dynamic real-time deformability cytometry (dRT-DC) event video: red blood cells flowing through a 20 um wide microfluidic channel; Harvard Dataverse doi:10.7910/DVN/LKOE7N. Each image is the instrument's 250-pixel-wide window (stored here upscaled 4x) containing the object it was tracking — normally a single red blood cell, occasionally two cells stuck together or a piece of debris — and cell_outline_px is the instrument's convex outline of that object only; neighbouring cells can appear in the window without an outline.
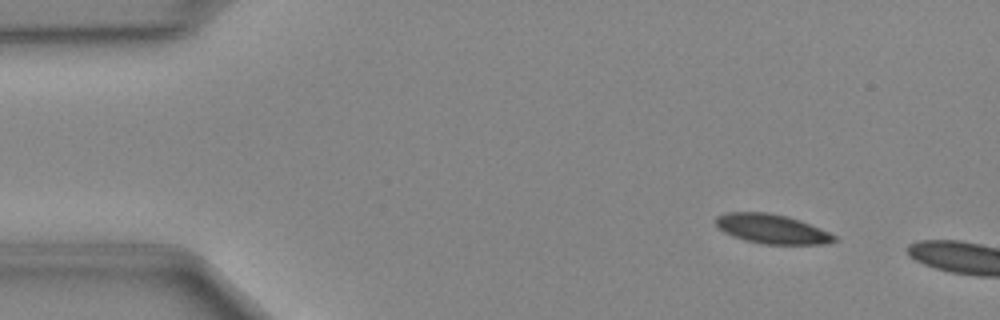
{"species": "Egyptian fruit bat (a non-hibernating species)", "species_latin": "Rousettus aegyptiacus", "temperature_condition": "cold", "stored_images_in_passage": 7, "camera_frame_rate_fps": 3000, "um_per_image_px": 0.085, "animal": {"sex": "female"}, "frame": {"image": 1, "passage_image": 4, "time_ms": 1.0, "image_size_px": [1000, 320], "cell_outline_px": [[840, 240], [828, 244], [764, 244], [744, 240], [732, 236], [724, 232], [716, 224], [716, 216], [728, 212], [768, 212], [800, 220], [820, 228], [836, 236]], "centroid_in_image_um": [65.64, 19.47], "position_along_channel_um": 19.4, "area_um2": 20.29}}